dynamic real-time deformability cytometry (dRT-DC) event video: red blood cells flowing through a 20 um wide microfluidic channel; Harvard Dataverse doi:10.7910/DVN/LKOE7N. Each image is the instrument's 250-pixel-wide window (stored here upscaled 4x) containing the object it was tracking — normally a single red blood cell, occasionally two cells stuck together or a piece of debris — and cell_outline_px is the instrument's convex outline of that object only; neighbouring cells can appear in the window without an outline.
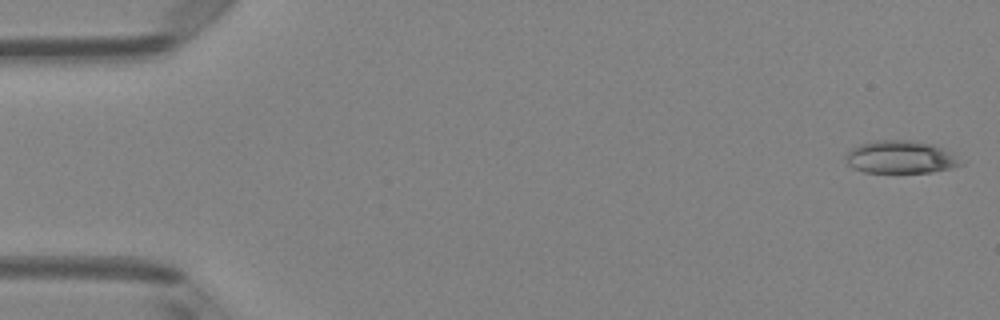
{"species": "Egyptian fruit bat (a non-hibernating species)", "species_latin": "Rousettus aegyptiacus", "temperature_condition": "room temperature", "stored_images_in_passage": 9, "camera_frame_rate_fps": 3000, "um_per_image_px": 0.085, "animal": {"sex": "female"}, "frame": {"image": 1, "passage_image": 1, "time_ms": 0.0, "image_size_px": [1000, 320], "cell_outline_px": [[968, 160], [964, 164], [952, 168], [932, 172], [864, 172], [852, 168], [848, 164], [844, 156], [852, 148], [860, 144], [876, 140], [912, 140], [932, 144], [944, 148]], "centroid_in_image_um": [76.64, 13.35], "position_along_channel_um": 8.4, "area_um2": 22.37}}
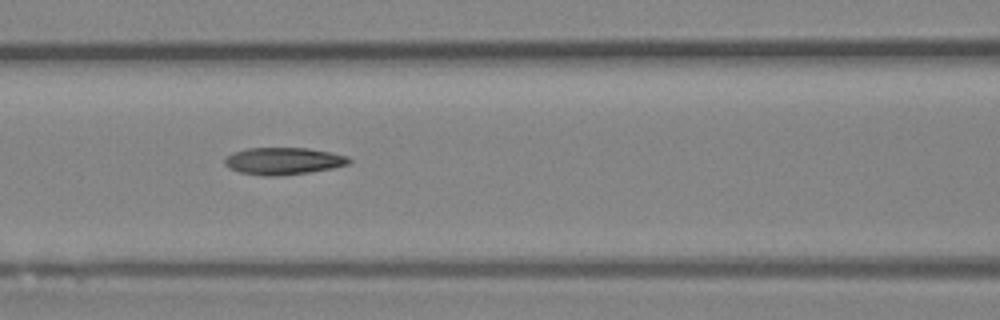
{"frame": {"image": 2, "passage_image": 7, "time_ms": 2.0, "image_size_px": [1000, 320], "cell_outline_px": [[352, 160], [348, 164], [332, 168], [308, 172], [276, 176], [264, 176], [240, 172], [228, 168], [224, 164], [224, 160], [232, 152], [248, 148], [308, 148], [332, 152], [348, 156]], "centroid_in_image_um": [24.08, 13.68], "position_along_channel_um": 142.5, "area_um2": 19.65}}
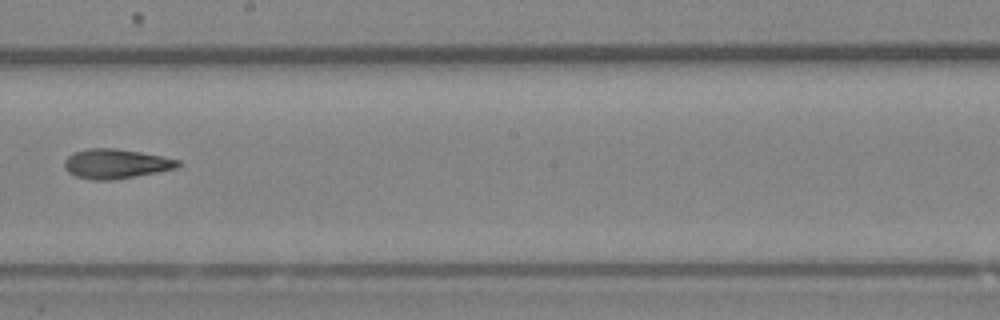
{"frame": {"image": 3, "passage_image": 9, "time_ms": 2.667, "image_size_px": [1000, 320], "cell_outline_px": [[184, 164], [176, 168], [156, 172], [112, 180], [92, 180], [76, 176], [68, 172], [64, 168], [64, 160], [68, 156], [76, 152], [88, 148], [116, 148], [140, 152], [180, 160]], "centroid_in_image_um": [9.85, 13.92], "position_along_channel_um": 238.4, "area_um2": 19.48}}